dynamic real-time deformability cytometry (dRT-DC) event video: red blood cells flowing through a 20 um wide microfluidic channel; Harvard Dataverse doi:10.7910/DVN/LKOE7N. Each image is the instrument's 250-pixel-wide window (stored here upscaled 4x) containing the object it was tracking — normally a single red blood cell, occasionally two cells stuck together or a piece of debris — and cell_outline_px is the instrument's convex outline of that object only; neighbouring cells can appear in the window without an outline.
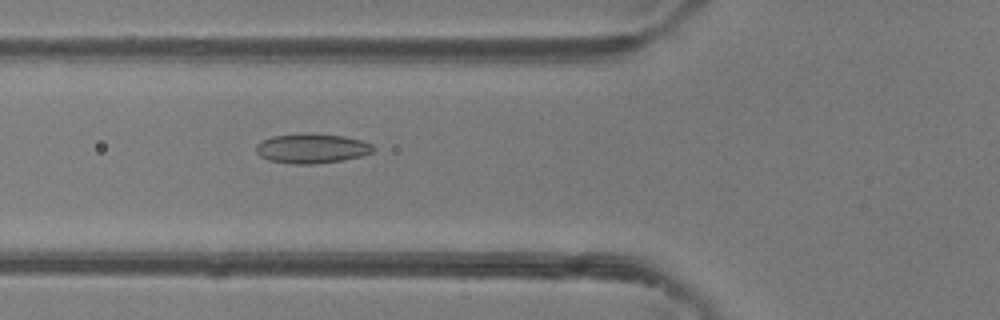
{"species": "common noctule bat (a hibernating species)", "species_latin": "Nyctalus noctula", "temperature_condition": "room temperature", "stored_images_in_passage": 47, "camera_frame_rate_fps": 3000, "um_per_image_px": 0.085, "animal": {"sex": "female"}, "frame": {"image": 1, "passage_image": 18, "time_ms": 5.667, "image_size_px": [1000, 320], "cell_outline_px": [[376, 148], [372, 152], [360, 156], [344, 160], [316, 164], [292, 164], [268, 160], [260, 156], [256, 152], [256, 144], [260, 140], [272, 136], [300, 132], [308, 132], [344, 136], [360, 140], [372, 144]], "centroid_in_image_um": [26.47, 12.6], "position_along_channel_um": 99.3, "area_um2": 20.69}}
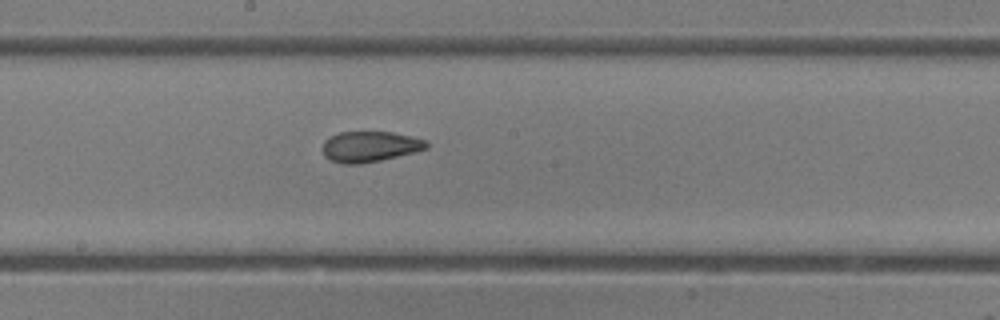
{"frame": {"image": 2, "passage_image": 26, "time_ms": 8.333, "image_size_px": [1000, 320], "cell_outline_px": [[428, 148], [416, 152], [380, 160], [360, 164], [344, 164], [332, 160], [324, 156], [324, 140], [340, 132], [392, 132], [412, 136], [424, 140], [428, 144]], "centroid_in_image_um": [31.46, 12.46], "position_along_channel_um": 216.7, "area_um2": 18.38}}
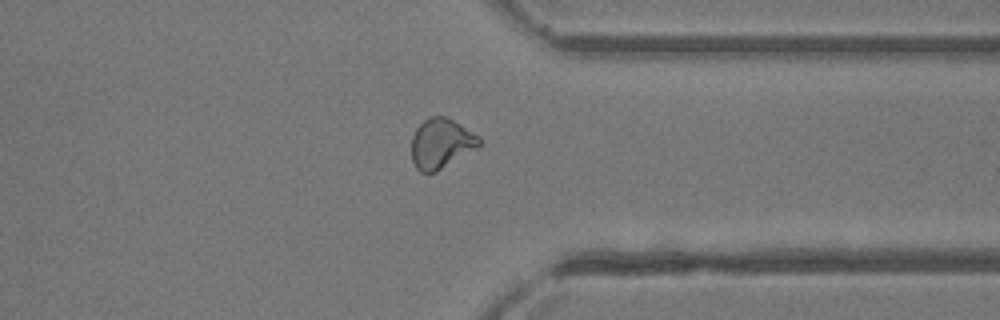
{"frame": {"image": 3, "passage_image": 37, "time_ms": 12.0, "image_size_px": [1000, 320], "cell_outline_px": [[480, 144], [476, 148], [436, 172], [420, 172], [416, 168], [412, 160], [412, 136], [416, 128], [428, 116], [444, 116], [460, 124], [480, 136]], "centroid_in_image_um": [37.48, 12.19], "position_along_channel_um": 373.9, "area_um2": 19.54}, "authors_computed_cell_mechanics": {"area_um2": 20.1144, "velocity_mm_per_s": 4.3822, "shape_relaxation_time_tau1_ms": null, "shape_relaxation_time_tau2_ms": 1.4135, "deformation_change_tau1": null, "deformation_change_tau2": 0.0518}}